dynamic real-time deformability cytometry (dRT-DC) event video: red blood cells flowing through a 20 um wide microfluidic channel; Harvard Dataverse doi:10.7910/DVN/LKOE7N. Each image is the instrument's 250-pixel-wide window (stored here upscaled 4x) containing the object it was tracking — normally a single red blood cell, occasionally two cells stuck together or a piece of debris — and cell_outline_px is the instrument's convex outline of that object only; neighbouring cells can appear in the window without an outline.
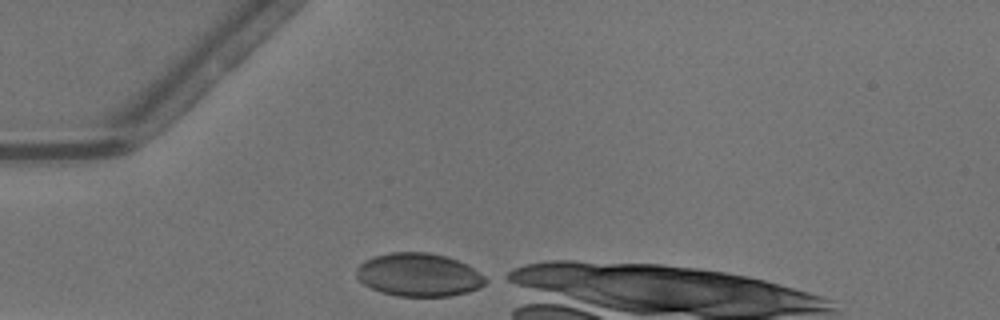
{"species": "common noctule bat (a hibernating species)", "species_latin": "Nyctalus noctula", "temperature_condition": "warm", "stored_images_in_passage": 9, "camera_frame_rate_fps": 3000, "um_per_image_px": 0.085, "animal": {"sex": "male", "body_mass_g": 13.3}, "frame": {"image": 1, "passage_image": 1, "time_ms": 0.0, "image_size_px": [1000, 320], "cell_outline_px": [[492, 280], [480, 288], [468, 292], [448, 296], [396, 296], [380, 292], [364, 284], [356, 276], [356, 268], [364, 260], [376, 256], [392, 252], [428, 252], [444, 256], [468, 264]], "centroid_in_image_um": [35.65, 23.36], "position_along_channel_um": 49.4, "area_um2": 32.77}}
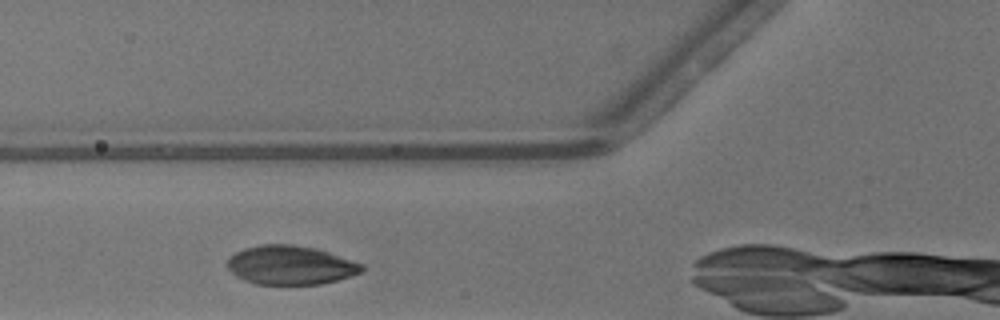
{"frame": {"image": 2, "passage_image": 6, "time_ms": 1.667, "image_size_px": [1000, 320], "cell_outline_px": [[364, 272], [352, 276], [320, 284], [256, 284], [244, 280], [236, 276], [224, 264], [236, 252], [244, 248], [260, 244], [292, 244], [316, 248], [364, 264]], "centroid_in_image_um": [24.7, 22.53], "position_along_channel_um": 101.1, "area_um2": 30.63}}